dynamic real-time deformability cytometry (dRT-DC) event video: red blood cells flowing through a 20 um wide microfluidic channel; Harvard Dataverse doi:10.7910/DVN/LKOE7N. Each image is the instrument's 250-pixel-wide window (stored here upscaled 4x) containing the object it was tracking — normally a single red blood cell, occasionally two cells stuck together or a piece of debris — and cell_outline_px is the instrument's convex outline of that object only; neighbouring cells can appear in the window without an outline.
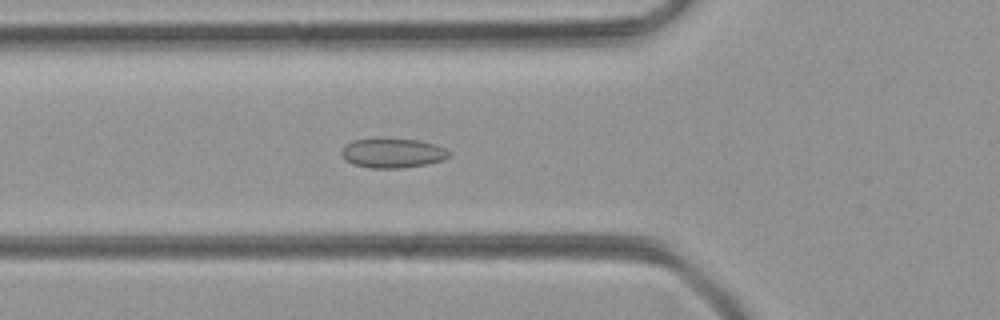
{"species": "common noctule bat (a hibernating species)", "species_latin": "Nyctalus noctula", "temperature_condition": "room temperature", "stored_images_in_passage": 50, "camera_frame_rate_fps": 3000, "um_per_image_px": 0.085, "animal": {"sex": "female", "body_mass_g": 21.9}, "frame": {"image": 1, "passage_image": 17, "time_ms": 5.333, "image_size_px": [1000, 320], "cell_outline_px": [[448, 156], [444, 160], [424, 164], [400, 168], [368, 168], [352, 164], [340, 152], [352, 140], [380, 136], [416, 140], [436, 144], [444, 148], [448, 152]], "centroid_in_image_um": [33.34, 12.97], "position_along_channel_um": 92.5, "area_um2": 18.73}}
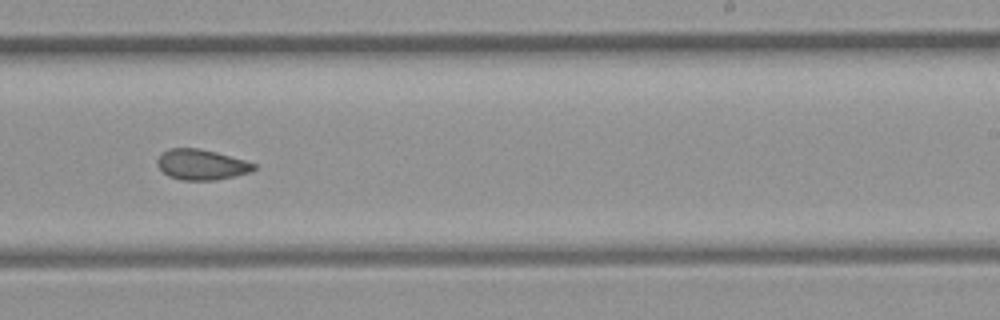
{"frame": {"image": 2, "passage_image": 30, "time_ms": 9.667, "image_size_px": [1000, 320], "cell_outline_px": [[256, 168], [252, 172], [236, 176], [216, 180], [180, 180], [168, 176], [156, 164], [156, 160], [160, 152], [168, 148], [200, 148], [216, 152], [244, 160], [256, 164]], "centroid_in_image_um": [17.1, 13.99], "position_along_channel_um": 271.9, "area_um2": 17.4}}
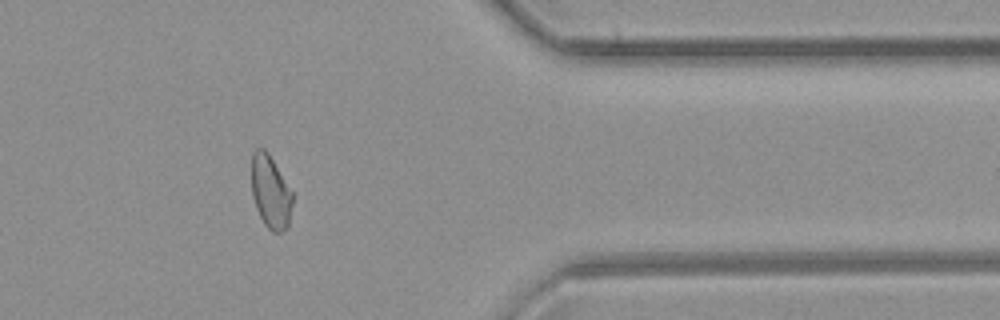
{"frame": {"image": 3, "passage_image": 40, "time_ms": 13.0, "image_size_px": [1000, 320], "cell_outline_px": [[292, 204], [288, 228], [280, 232], [272, 232], [264, 224], [256, 208], [252, 196], [252, 152], [256, 148], [264, 148], [268, 152], [292, 192]], "centroid_in_image_um": [22.99, 16.32], "position_along_channel_um": 388.4, "area_um2": 17.4}}